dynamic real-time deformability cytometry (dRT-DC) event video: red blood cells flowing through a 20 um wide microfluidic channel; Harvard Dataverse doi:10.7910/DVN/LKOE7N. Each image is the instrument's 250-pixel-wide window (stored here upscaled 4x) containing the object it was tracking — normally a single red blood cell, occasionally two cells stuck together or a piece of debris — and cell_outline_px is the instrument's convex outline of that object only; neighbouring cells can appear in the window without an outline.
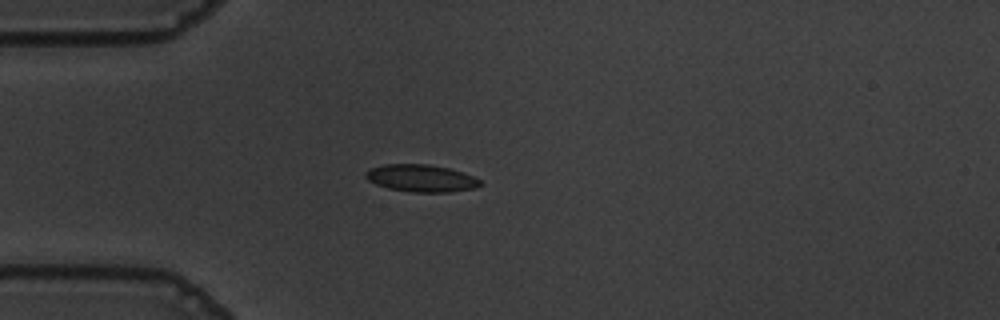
{"species": "common noctule bat (a hibernating species)", "species_latin": "Nyctalus noctula", "temperature_condition": "warm", "stored_images_in_passage": 41, "camera_frame_rate_fps": 3000, "um_per_image_px": 0.085, "animal": {"sex": "male", "body_mass_g": 19.5, "forearm_length_mm": 54.6}, "frame": {"image": 1, "passage_image": 1, "time_ms": 0.0, "image_size_px": [1000, 320], "cell_outline_px": [[484, 184], [476, 188], [452, 192], [412, 192], [388, 188], [376, 184], [368, 180], [364, 176], [364, 172], [372, 168], [384, 164], [428, 164], [448, 168], [472, 176], [480, 180]], "centroid_in_image_um": [35.8, 15.15], "position_along_channel_um": 49.2, "area_um2": 18.21}}
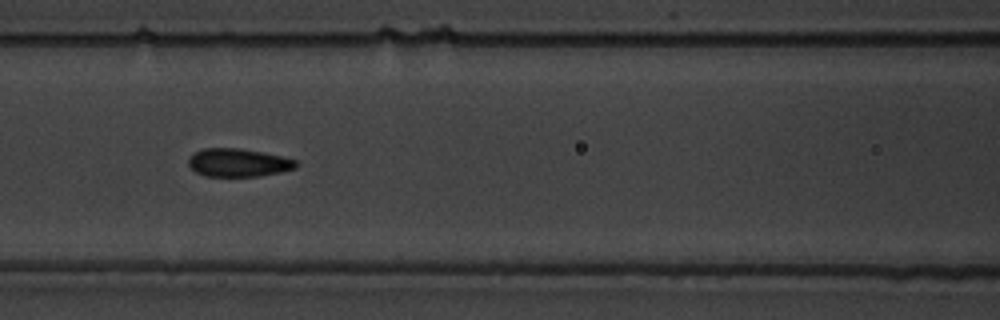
{"frame": {"image": 2, "passage_image": 10, "time_ms": 3.0, "image_size_px": [1000, 320], "cell_outline_px": [[300, 164], [296, 168], [280, 172], [260, 176], [204, 176], [196, 172], [188, 164], [188, 160], [196, 152], [204, 148], [240, 148], [280, 156], [296, 160]], "centroid_in_image_um": [20.28, 13.83], "position_along_channel_um": 146.3, "area_um2": 17.51}}
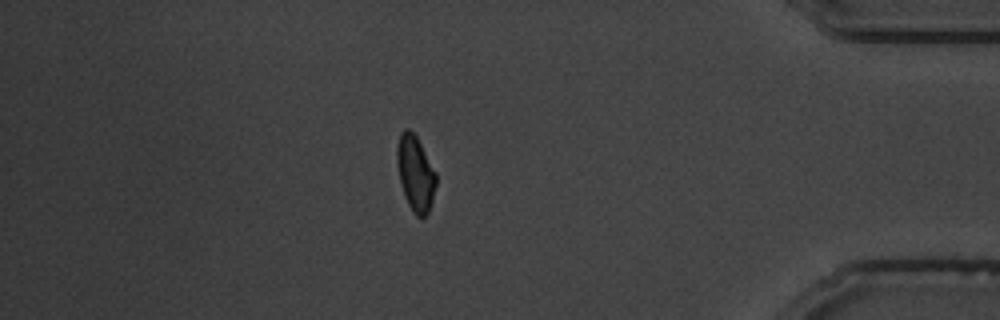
{"frame": {"image": 3, "passage_image": 34, "time_ms": 11.0, "image_size_px": [1000, 320], "cell_outline_px": [[436, 184], [432, 200], [428, 212], [424, 216], [416, 216], [412, 212], [404, 196], [400, 184], [396, 164], [396, 148], [400, 132], [404, 128], [408, 128], [416, 136], [436, 172]], "centroid_in_image_um": [35.28, 14.72], "position_along_channel_um": 399.9, "area_um2": 17.28}, "authors_computed_cell_mechanics": {"area_um2": 17.5712, "velocity_mm_per_s": 3.6327, "shape_relaxation_time_tau1_ms": 4.6696, "shape_relaxation_time_tau2_ms": 0.7314, "deformation_change_tau1": 0.1553, "deformation_change_tau2": 0.0496}}